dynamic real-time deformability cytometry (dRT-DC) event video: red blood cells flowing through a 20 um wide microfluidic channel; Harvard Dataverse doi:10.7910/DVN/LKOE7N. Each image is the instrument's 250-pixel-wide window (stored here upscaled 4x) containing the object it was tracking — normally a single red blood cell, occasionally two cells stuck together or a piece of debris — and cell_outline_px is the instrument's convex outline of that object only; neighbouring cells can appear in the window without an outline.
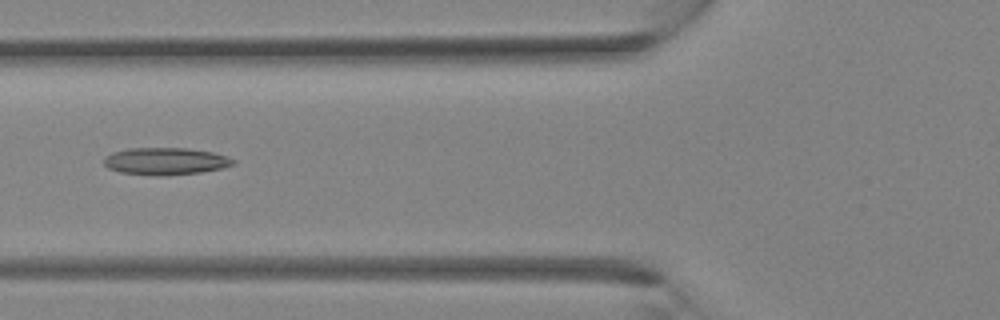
{"species": "Egyptian fruit bat (a non-hibernating species)", "species_latin": "Rousettus aegyptiacus", "temperature_condition": "room temperature", "stored_images_in_passage": 34, "camera_frame_rate_fps": 3000, "um_per_image_px": 0.085, "animal": {"sex": "female"}, "frame": {"image": 1, "passage_image": 13, "time_ms": 4.0, "image_size_px": [1000, 320], "cell_outline_px": [[236, 164], [220, 168], [200, 172], [164, 176], [160, 176], [120, 172], [108, 168], [104, 164], [104, 156], [112, 152], [128, 148], [188, 148], [212, 152], [228, 156], [236, 160]], "centroid_in_image_um": [14.07, 13.7], "position_along_channel_um": 111.7, "area_um2": 20.58}}
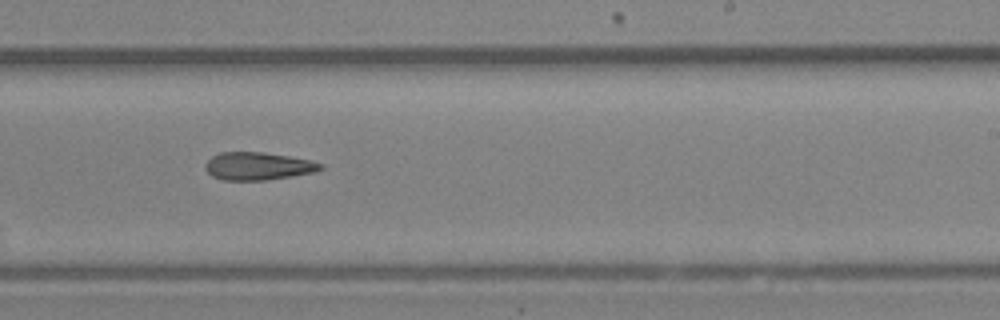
{"frame": {"image": 2, "passage_image": 21, "time_ms": 6.667, "image_size_px": [1000, 320], "cell_outline_px": [[324, 168], [316, 172], [292, 176], [264, 180], [224, 180], [212, 176], [204, 168], [204, 164], [212, 156], [220, 152], [260, 152], [288, 156], [308, 160], [324, 164]], "centroid_in_image_um": [21.92, 14.12], "position_along_channel_um": 267.1, "area_um2": 18.61}}
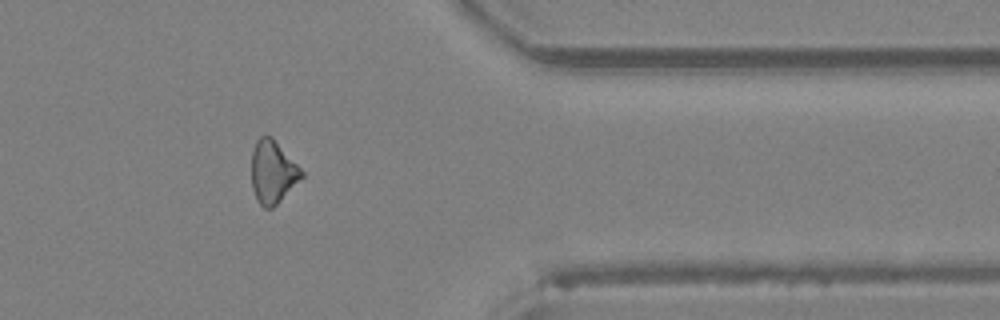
{"frame": {"image": 3, "passage_image": 28, "time_ms": 9.0, "image_size_px": [1000, 320], "cell_outline_px": [[304, 176], [272, 208], [264, 208], [256, 200], [252, 188], [252, 152], [256, 140], [260, 136], [272, 136], [304, 172]], "centroid_in_image_um": [23.17, 14.61], "position_along_channel_um": 388.2, "area_um2": 18.21}}